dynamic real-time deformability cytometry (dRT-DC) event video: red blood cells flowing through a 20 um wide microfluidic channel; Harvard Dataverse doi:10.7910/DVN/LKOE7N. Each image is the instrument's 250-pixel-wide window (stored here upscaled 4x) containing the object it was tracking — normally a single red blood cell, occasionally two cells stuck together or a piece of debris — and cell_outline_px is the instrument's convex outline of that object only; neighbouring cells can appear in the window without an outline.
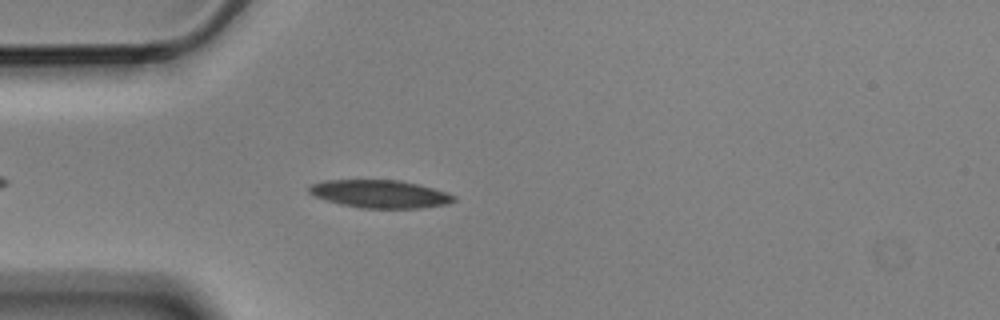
{"species": "Egyptian fruit bat (a non-hibernating species)", "species_latin": "Rousettus aegyptiacus", "temperature_condition": "cold", "stored_images_in_passage": 3, "camera_frame_rate_fps": 3000, "um_per_image_px": 0.085, "animal": {"sex": "male"}, "frame": {"image": 1, "passage_image": 3, "time_ms": 0.667, "image_size_px": [1000, 320], "cell_outline_px": [[456, 200], [448, 204], [420, 208], [360, 208], [340, 204], [316, 196], [308, 192], [308, 188], [312, 184], [324, 180], [400, 180], [448, 192], [456, 196]], "centroid_in_image_um": [32.33, 16.49], "position_along_channel_um": 52.7, "area_um2": 23.47}}